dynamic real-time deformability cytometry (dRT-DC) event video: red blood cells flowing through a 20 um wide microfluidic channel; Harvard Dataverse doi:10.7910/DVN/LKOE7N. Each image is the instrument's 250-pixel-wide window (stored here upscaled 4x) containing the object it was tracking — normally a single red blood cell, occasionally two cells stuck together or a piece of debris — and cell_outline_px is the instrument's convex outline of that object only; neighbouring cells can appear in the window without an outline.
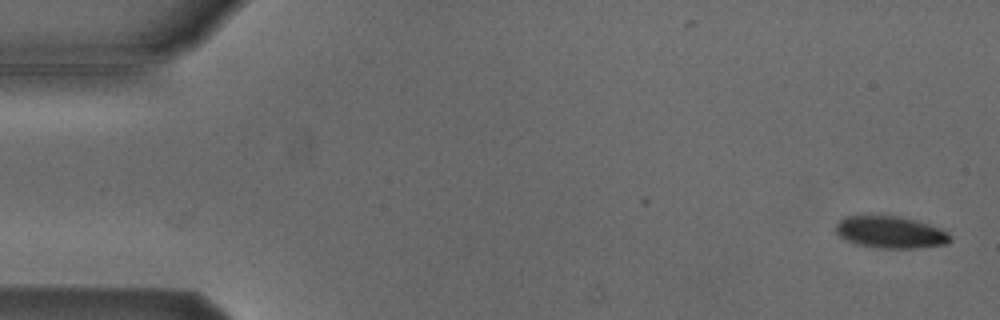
{"species": "Egyptian fruit bat (a non-hibernating species)", "species_latin": "Rousettus aegyptiacus", "temperature_condition": "cold", "stored_images_in_passage": 52, "camera_frame_rate_fps": 3000, "um_per_image_px": 0.085, "animal": {"sex": "male"}, "frame": {"image": 1, "passage_image": 1, "time_ms": 0.0, "image_size_px": [1000, 320], "cell_outline_px": [[952, 240], [948, 244], [916, 248], [876, 248], [856, 244], [840, 236], [836, 232], [836, 224], [844, 216], [896, 216], [916, 220], [940, 228], [948, 232], [952, 236]], "centroid_in_image_um": [75.73, 19.75], "position_along_channel_um": 9.3, "area_um2": 21.33}}
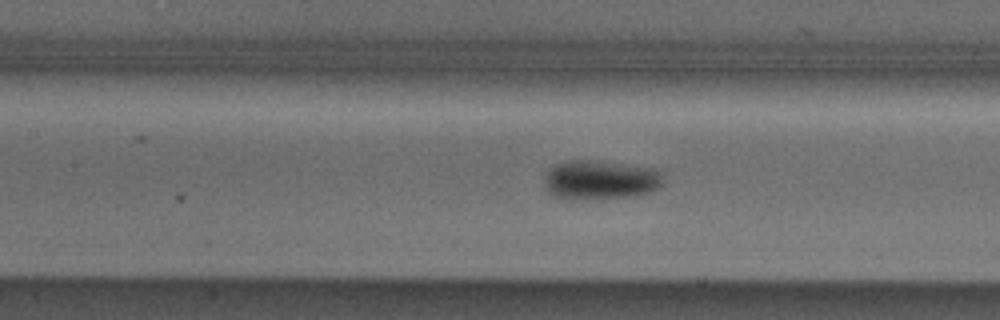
{"frame": {"image": 2, "passage_image": 23, "time_ms": 7.333, "image_size_px": [1000, 320], "cell_outline_px": [[664, 172], [660, 188], [652, 192], [632, 196], [568, 200], [552, 196], [544, 188], [544, 176], [556, 164], [568, 160], [592, 160], [656, 168]], "centroid_in_image_um": [51.03, 15.3], "position_along_channel_um": 156.4, "area_um2": 27.57}}
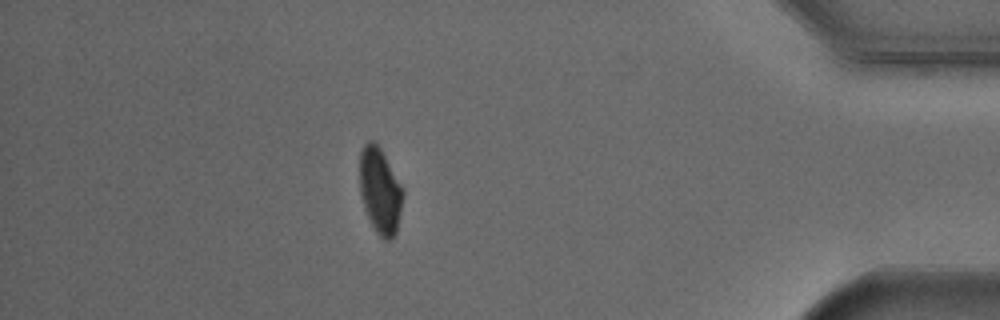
{"frame": {"image": 3, "passage_image": 46, "time_ms": 15.0, "image_size_px": [1000, 320], "cell_outline_px": [[404, 196], [396, 232], [388, 240], [384, 240], [376, 232], [364, 208], [360, 192], [360, 152], [364, 144], [368, 140], [376, 140], [404, 188]], "centroid_in_image_um": [32.31, 16.16], "position_along_channel_um": 402.9, "area_um2": 21.79}, "authors_computed_cell_mechanics": {"area_um2": 23.2356, "velocity_mm_per_s": 3.8338, "shape_relaxation_time_tau1_ms": 2.4569, "shape_relaxation_time_tau2_ms": null, "deformation_change_tau1": 0.0835, "deformation_change_tau2": null}}